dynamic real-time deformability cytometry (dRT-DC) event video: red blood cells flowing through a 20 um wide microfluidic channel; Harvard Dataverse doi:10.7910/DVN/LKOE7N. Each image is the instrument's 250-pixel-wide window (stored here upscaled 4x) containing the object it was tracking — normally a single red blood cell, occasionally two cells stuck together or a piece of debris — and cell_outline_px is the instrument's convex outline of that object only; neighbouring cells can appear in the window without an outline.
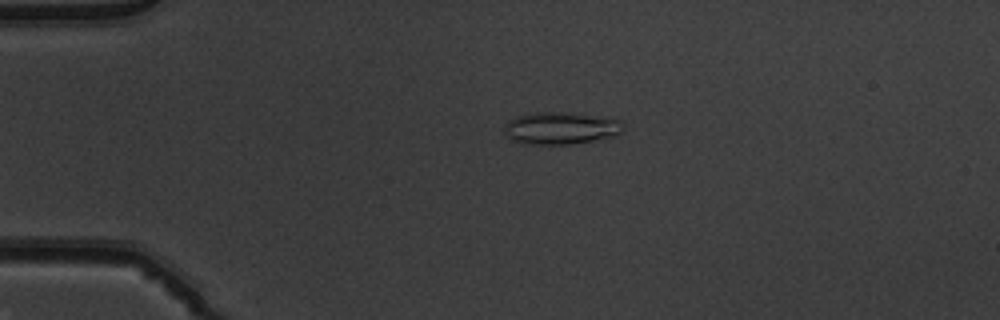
{"species": "common noctule bat (a hibernating species)", "species_latin": "Nyctalus noctula", "temperature_condition": "warm", "stored_images_in_passage": 51, "camera_frame_rate_fps": 3000, "um_per_image_px": 0.085, "animal": {"sex": "male", "body_mass_g": 19.5, "forearm_length_mm": 54.6}, "frame": {"image": 1, "passage_image": 12, "time_ms": 3.667, "image_size_px": [1000, 320], "cell_outline_px": [[624, 128], [616, 136], [568, 144], [524, 144], [512, 140], [504, 132], [504, 124], [508, 120], [516, 116], [536, 112], [564, 112], [624, 120]], "centroid_in_image_um": [47.65, 10.89], "position_along_channel_um": 37.4, "area_um2": 22.37}}
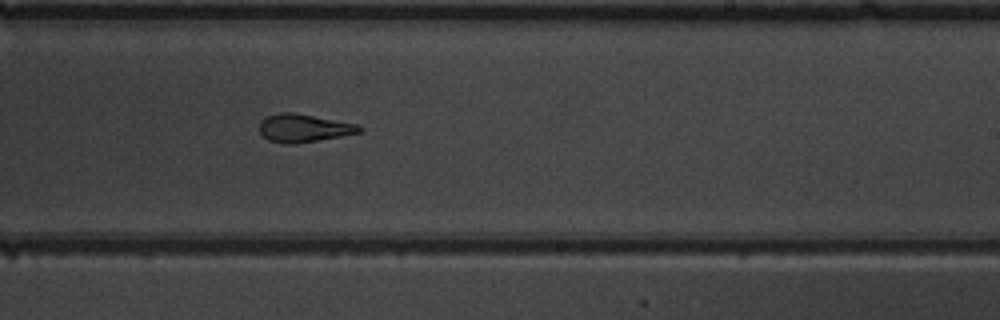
{"frame": {"image": 2, "passage_image": 32, "time_ms": 10.333, "image_size_px": [1000, 320], "cell_outline_px": [[364, 128], [360, 132], [340, 136], [296, 144], [284, 144], [268, 140], [260, 132], [260, 120], [268, 116], [280, 112], [292, 112], [356, 124]], "centroid_in_image_um": [25.78, 10.89], "position_along_channel_um": 263.2, "area_um2": 16.13}}
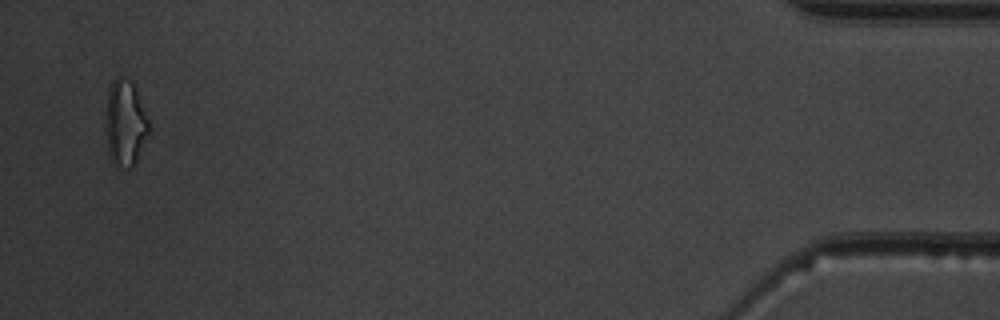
{"frame": {"image": 3, "passage_image": 50, "time_ms": 16.333, "image_size_px": [1000, 320], "cell_outline_px": [[148, 132], [136, 160], [132, 168], [116, 168], [112, 160], [108, 148], [104, 128], [104, 116], [108, 92], [112, 80], [116, 76], [120, 76], [132, 80], [148, 120]], "centroid_in_image_um": [10.59, 10.44], "position_along_channel_um": 424.6, "area_um2": 21.73}, "authors_computed_cell_mechanics": {"area_um2": 17.918, "velocity_mm_per_s": 3.997, "shape_relaxation_time_tau1_ms": 10.2709, "shape_relaxation_time_tau2_ms": 2.3112, "deformation_change_tau1": 0.2426, "deformation_change_tau2": 0.1138}}